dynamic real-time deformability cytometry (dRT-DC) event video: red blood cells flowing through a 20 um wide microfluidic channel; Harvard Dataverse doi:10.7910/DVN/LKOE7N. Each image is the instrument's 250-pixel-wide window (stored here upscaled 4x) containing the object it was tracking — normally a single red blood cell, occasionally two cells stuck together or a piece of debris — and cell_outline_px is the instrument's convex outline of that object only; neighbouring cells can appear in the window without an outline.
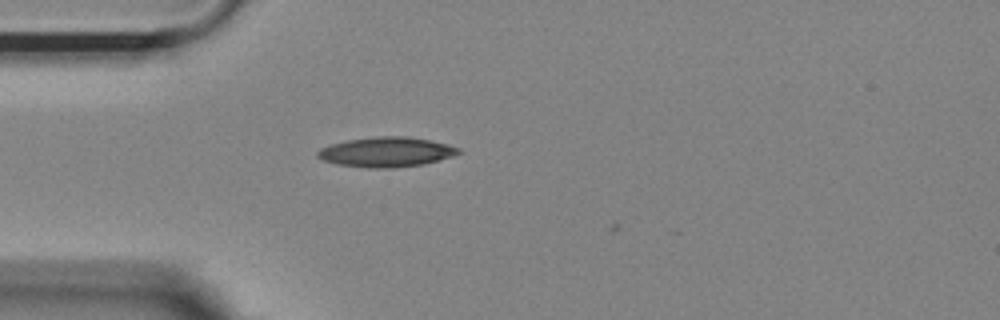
{"species": "Egyptian fruit bat (a non-hibernating species)", "species_latin": "Rousettus aegyptiacus", "temperature_condition": "room temperature", "stored_images_in_passage": 3, "camera_frame_rate_fps": 3000, "um_per_image_px": 0.085, "animal": {"sex": "female"}, "frame": {"image": 1, "passage_image": 1, "time_ms": 0.0, "image_size_px": [1000, 320], "cell_outline_px": [[464, 152], [452, 156], [424, 164], [392, 168], [368, 168], [336, 164], [324, 160], [316, 156], [316, 152], [320, 148], [332, 144], [348, 140], [376, 136], [408, 136], [448, 144], [460, 148]], "centroid_in_image_um": [32.85, 12.92], "position_along_channel_um": 52.1, "area_um2": 24.57}}